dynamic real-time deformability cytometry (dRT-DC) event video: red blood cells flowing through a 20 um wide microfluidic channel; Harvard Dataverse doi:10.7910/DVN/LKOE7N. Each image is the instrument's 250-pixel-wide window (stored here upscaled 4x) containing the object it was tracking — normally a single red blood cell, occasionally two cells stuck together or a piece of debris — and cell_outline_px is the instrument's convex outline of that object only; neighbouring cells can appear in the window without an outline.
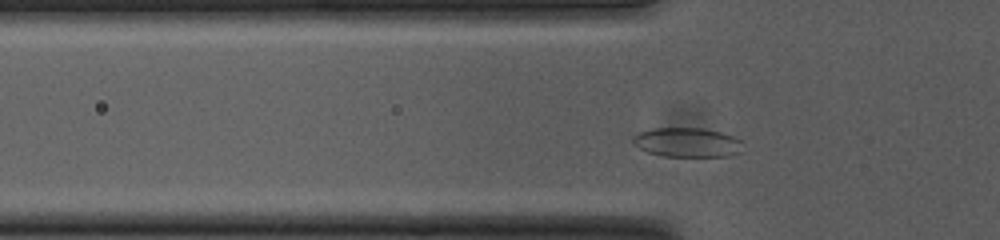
{"species": "common noctule bat (a hibernating species)", "species_latin": "Nyctalus noctula", "temperature_condition": "cold", "stored_images_in_passage": 36, "camera_frame_rate_fps": 3000, "um_per_image_px": 0.085, "animal": {"sex": "female", "body_mass_g": 23.0, "forearm_length_mm": 53.4}, "frame": {"image": 1, "passage_image": 7, "time_ms": 2.0, "image_size_px": [1000, 240], "cell_outline_px": [[744, 144], [740, 152], [732, 156], [664, 156], [648, 152], [632, 144], [632, 136], [640, 132], [652, 128], [704, 128], [720, 132], [732, 136], [740, 140]], "centroid_in_image_um": [58.41, 12.1], "position_along_channel_um": 67.4, "area_um2": 18.9}}
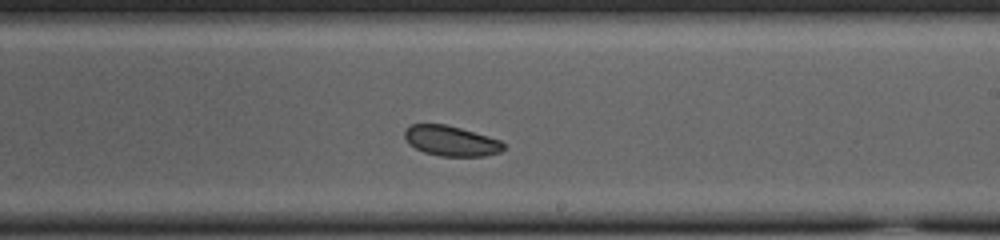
{"frame": {"image": 2, "passage_image": 22, "time_ms": 7.0, "image_size_px": [1000, 240], "cell_outline_px": [[504, 148], [500, 152], [484, 156], [440, 156], [424, 152], [408, 144], [404, 136], [404, 128], [412, 124], [444, 124], [460, 128], [488, 136], [500, 140], [504, 144]], "centroid_in_image_um": [38.31, 11.97], "position_along_channel_um": 250.7, "area_um2": 17.4}}
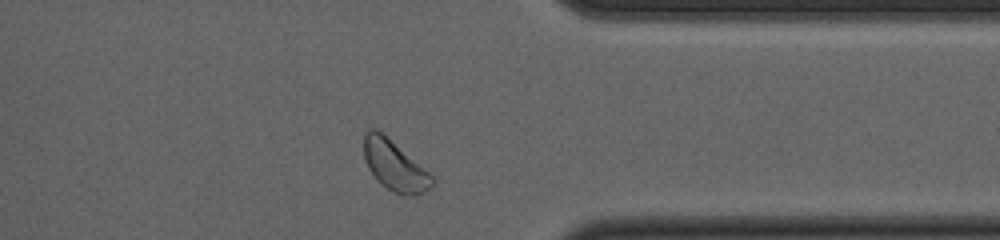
{"frame": {"image": 3, "passage_image": 33, "time_ms": 10.667, "image_size_px": [1000, 240], "cell_outline_px": [[436, 184], [432, 188], [416, 196], [404, 196], [392, 192], [376, 180], [368, 168], [364, 160], [364, 136], [368, 128], [376, 128], [436, 176]], "centroid_in_image_um": [33.6, 14.12], "position_along_channel_um": 377.8, "area_um2": 20.58}}